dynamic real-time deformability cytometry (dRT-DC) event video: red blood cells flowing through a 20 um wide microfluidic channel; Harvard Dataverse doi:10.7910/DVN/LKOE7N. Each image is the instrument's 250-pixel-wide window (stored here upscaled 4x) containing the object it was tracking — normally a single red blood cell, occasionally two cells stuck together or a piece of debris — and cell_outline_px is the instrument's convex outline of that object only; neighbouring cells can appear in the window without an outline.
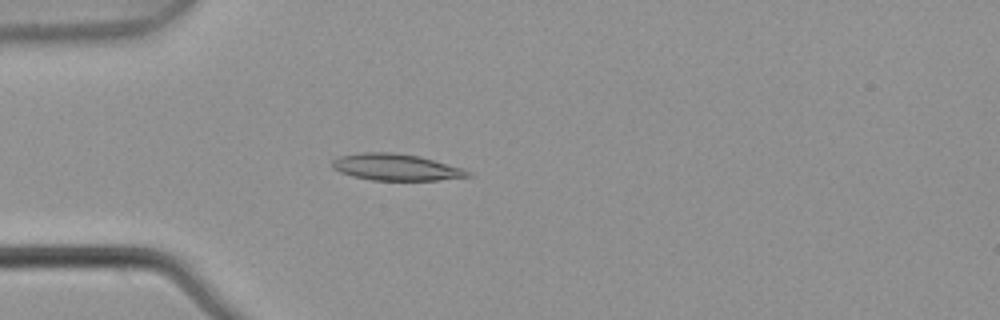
{"species": "common noctule bat (a hibernating species)", "species_latin": "Nyctalus noctula", "temperature_condition": "warm", "stored_images_in_passage": 6, "camera_frame_rate_fps": 3000, "um_per_image_px": 0.085, "animal": {"sex": "male", "body_mass_g": 21.5, "forearm_length_mm": 52.0}, "frame": {"image": 1, "passage_image": 5, "time_ms": 1.333, "image_size_px": [1000, 320], "cell_outline_px": [[476, 176], [436, 180], [372, 180], [352, 176], [340, 172], [332, 168], [332, 160], [340, 156], [364, 152], [392, 152], [416, 156], [432, 160], [460, 168], [472, 172]], "centroid_in_image_um": [33.64, 14.22], "position_along_channel_um": 51.4, "area_um2": 20.81}}